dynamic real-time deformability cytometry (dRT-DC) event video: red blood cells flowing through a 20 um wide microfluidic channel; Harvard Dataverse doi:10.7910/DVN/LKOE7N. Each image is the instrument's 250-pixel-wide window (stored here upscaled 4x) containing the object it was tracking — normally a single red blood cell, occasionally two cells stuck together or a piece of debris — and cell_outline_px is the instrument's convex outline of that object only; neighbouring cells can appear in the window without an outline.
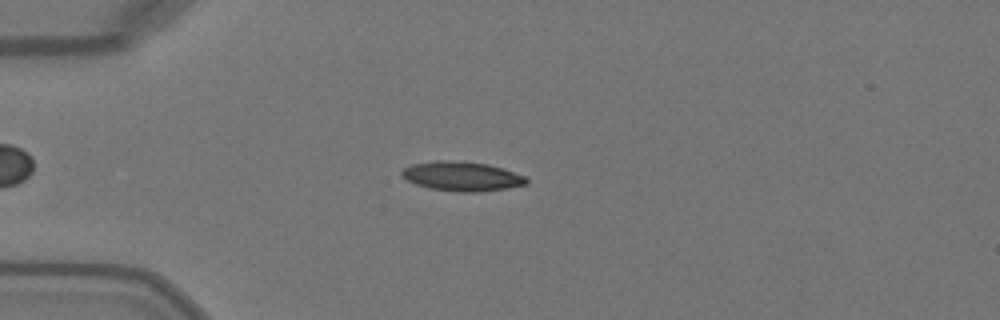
{"species": "Egyptian fruit bat (a non-hibernating species)", "species_latin": "Rousettus aegyptiacus", "temperature_condition": "warm", "stored_images_in_passage": 34, "camera_frame_rate_fps": 3000, "um_per_image_px": 0.085, "animal": {"sex": "female"}, "frame": {"image": 1, "passage_image": 1, "time_ms": 0.0, "image_size_px": [1000, 320], "cell_outline_px": [[528, 184], [508, 188], [480, 192], [456, 192], [428, 188], [416, 184], [400, 176], [400, 172], [404, 168], [412, 164], [436, 160], [464, 160], [488, 164], [524, 176], [528, 180]], "centroid_in_image_um": [39.23, 14.98], "position_along_channel_um": 45.8, "area_um2": 21.56}}
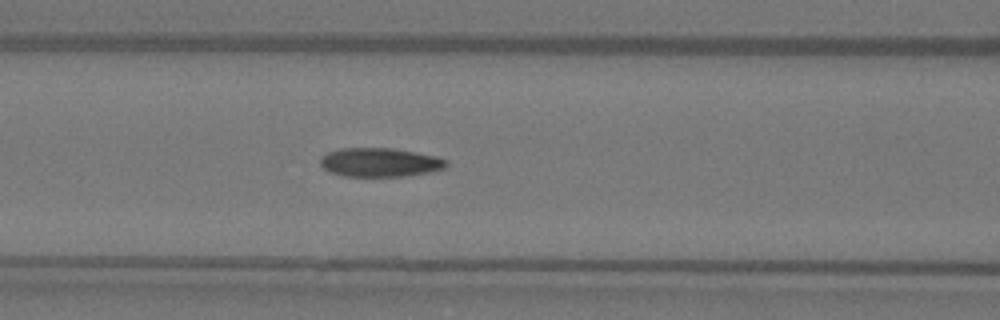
{"frame": {"image": 2, "passage_image": 9, "time_ms": 2.667, "image_size_px": [1000, 320], "cell_outline_px": [[448, 164], [444, 168], [428, 172], [404, 176], [344, 176], [328, 172], [320, 164], [320, 156], [328, 152], [340, 148], [392, 148], [416, 152], [436, 156], [448, 160]], "centroid_in_image_um": [32.27, 13.79], "position_along_channel_um": 134.3, "area_um2": 21.27}}
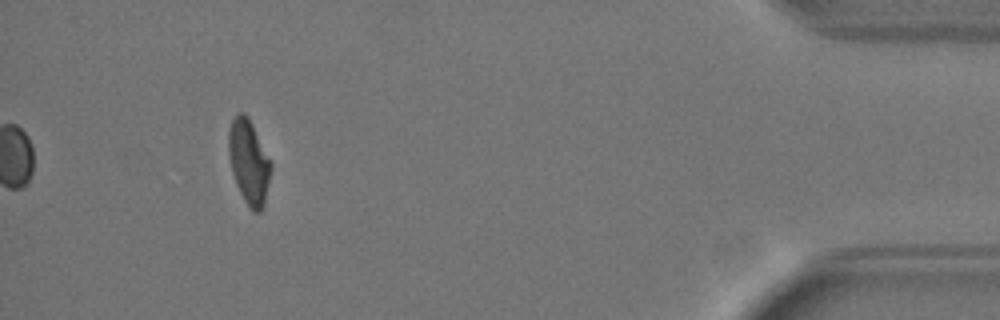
{"frame": {"image": 3, "passage_image": 34, "time_ms": 11.0, "image_size_px": [1000, 320], "cell_outline_px": [[272, 168], [264, 204], [260, 212], [252, 212], [244, 200], [236, 184], [232, 172], [228, 156], [228, 128], [232, 120], [240, 112], [244, 112], [248, 116], [272, 164]], "centroid_in_image_um": [21.14, 13.77], "position_along_channel_um": 414.1, "area_um2": 20.81}, "authors_computed_cell_mechanics": {"area_um2": 21.5594, "velocity_mm_per_s": 4.0834, "shape_relaxation_time_tau1_ms": 5.2509, "shape_relaxation_time_tau2_ms": 1.8211, "deformation_change_tau1": 0.1809, "deformation_change_tau2": 0.0698}}